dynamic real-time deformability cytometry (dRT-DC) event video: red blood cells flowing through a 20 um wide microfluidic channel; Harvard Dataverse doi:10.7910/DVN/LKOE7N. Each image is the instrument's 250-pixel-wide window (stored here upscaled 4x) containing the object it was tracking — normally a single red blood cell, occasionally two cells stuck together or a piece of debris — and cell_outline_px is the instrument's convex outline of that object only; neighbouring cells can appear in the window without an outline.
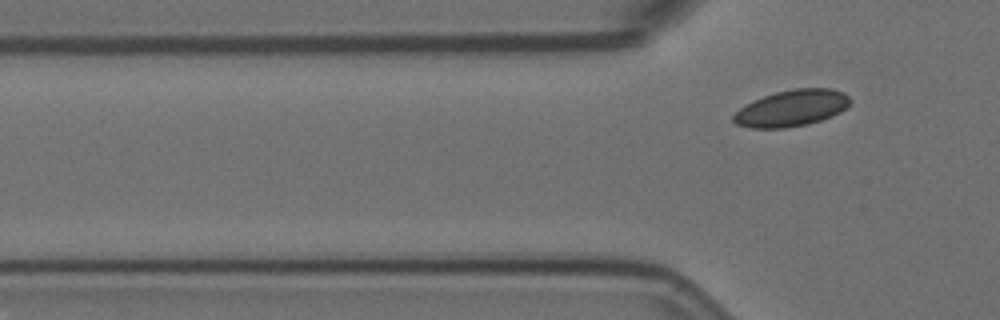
{"species": "Egyptian fruit bat (a non-hibernating species)", "species_latin": "Rousettus aegyptiacus", "temperature_condition": "room temperature", "stored_images_in_passage": 2, "camera_frame_rate_fps": 3000, "um_per_image_px": 0.085, "animal": {"sex": "female"}, "frame": {"image": 1, "passage_image": 2, "time_ms": 0.333, "image_size_px": [1000, 320], "cell_outline_px": [[848, 104], [840, 112], [832, 116], [808, 124], [784, 128], [752, 128], [736, 124], [732, 120], [732, 116], [740, 108], [752, 100], [776, 92], [792, 88], [832, 88], [844, 92], [848, 96]], "centroid_in_image_um": [67.26, 9.19], "position_along_channel_um": 58.5, "area_um2": 24.68}}